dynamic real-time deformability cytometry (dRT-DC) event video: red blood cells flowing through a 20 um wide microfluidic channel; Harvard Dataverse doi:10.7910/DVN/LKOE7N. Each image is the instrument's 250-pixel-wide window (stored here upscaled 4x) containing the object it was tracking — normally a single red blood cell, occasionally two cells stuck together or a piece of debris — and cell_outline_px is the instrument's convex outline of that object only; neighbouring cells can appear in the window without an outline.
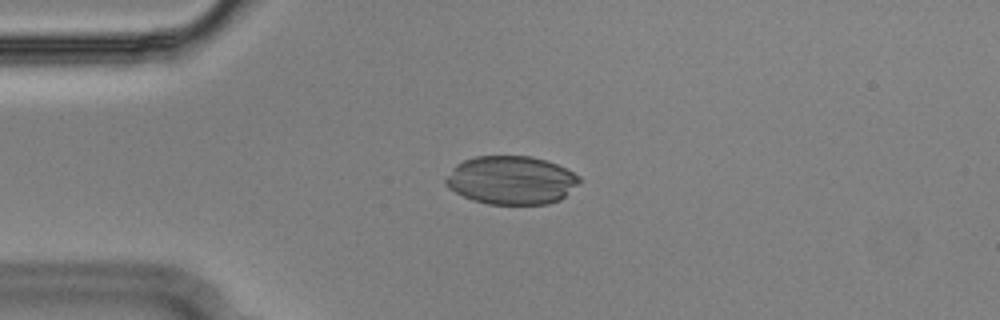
{"species": "Egyptian fruit bat (a non-hibernating species)", "species_latin": "Rousettus aegyptiacus", "temperature_condition": "cold", "stored_images_in_passage": 54, "camera_frame_rate_fps": 3000, "um_per_image_px": 0.085, "animal": {"sex": "male"}, "frame": {"image": 1, "passage_image": 12, "time_ms": 3.667, "image_size_px": [1000, 320], "cell_outline_px": [[580, 180], [560, 200], [548, 204], [488, 204], [472, 200], [448, 188], [444, 184], [444, 180], [452, 168], [456, 164], [464, 160], [476, 156], [532, 156], [556, 164], [580, 176]], "centroid_in_image_um": [43.41, 15.31], "position_along_channel_um": 41.6, "area_um2": 37.51}}
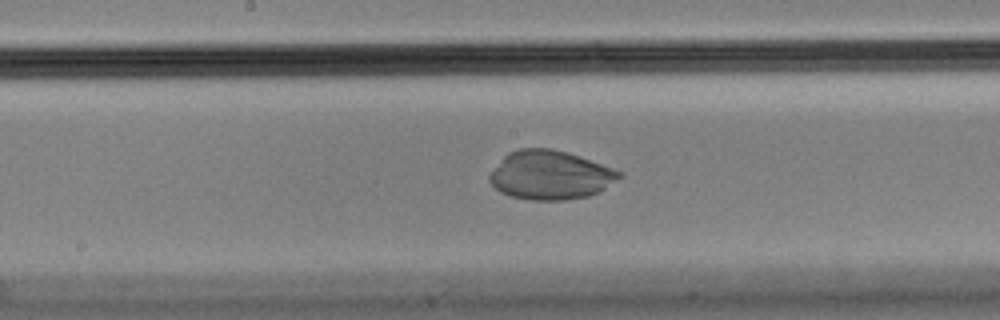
{"frame": {"image": 2, "passage_image": 27, "time_ms": 8.667, "image_size_px": [1000, 320], "cell_outline_px": [[624, 176], [600, 192], [588, 196], [564, 200], [532, 200], [512, 196], [500, 192], [488, 180], [488, 176], [504, 156], [508, 152], [520, 148], [552, 148], [568, 152], [580, 156], [624, 172]], "centroid_in_image_um": [46.81, 14.88], "position_along_channel_um": 201.4, "area_um2": 37.17}}
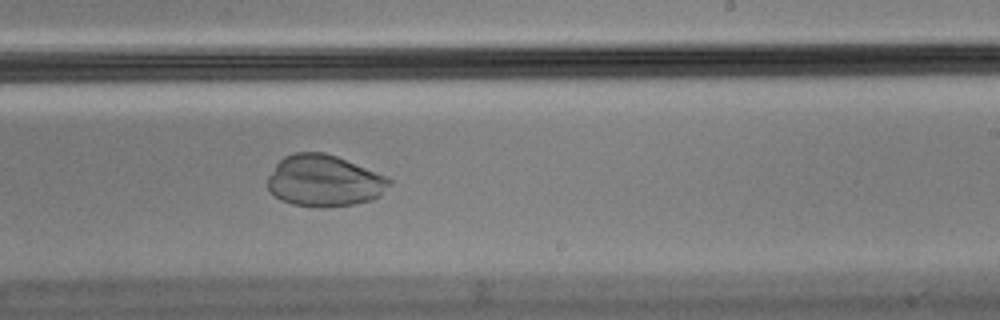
{"frame": {"image": 3, "passage_image": 32, "time_ms": 10.333, "image_size_px": [1000, 320], "cell_outline_px": [[392, 184], [380, 196], [372, 200], [356, 204], [324, 208], [320, 208], [292, 204], [280, 200], [268, 188], [268, 176], [276, 164], [284, 156], [292, 152], [324, 152], [336, 156], [388, 176], [392, 180]], "centroid_in_image_um": [27.59, 15.38], "position_along_channel_um": 261.4, "area_um2": 36.93}}